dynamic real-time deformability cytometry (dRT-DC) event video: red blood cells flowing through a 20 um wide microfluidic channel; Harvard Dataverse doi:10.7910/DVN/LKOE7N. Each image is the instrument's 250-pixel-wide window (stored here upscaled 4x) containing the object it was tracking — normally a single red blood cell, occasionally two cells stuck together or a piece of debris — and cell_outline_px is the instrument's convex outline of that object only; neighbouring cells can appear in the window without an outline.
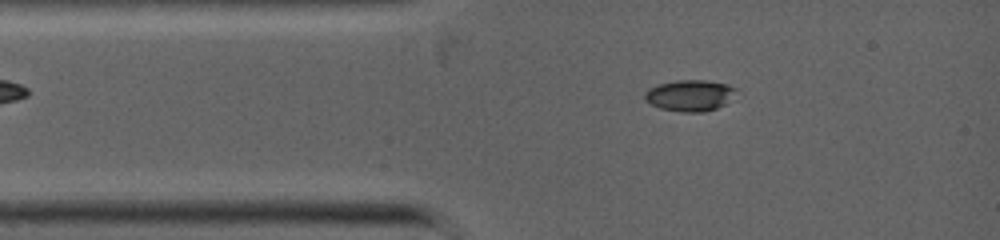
{"species": "common noctule bat (a hibernating species)", "species_latin": "Nyctalus noctula", "temperature_condition": "warm", "stored_images_in_passage": 3, "camera_frame_rate_fps": 5000, "um_per_image_px": 0.085, "animal": {"sex": "female", "body_mass_g": 19.0, "forearm_length_mm": 53.3}, "frame": {"image": 1, "passage_image": 3, "time_ms": 0.4, "image_size_px": [1000, 240], "cell_outline_px": [[736, 88], [724, 104], [716, 108], [704, 112], [680, 112], [660, 108], [644, 100], [644, 92], [648, 88], [660, 84], [676, 80], [704, 80], [728, 84]], "centroid_in_image_um": [58.57, 8.11], "position_along_channel_um": 26.4, "area_um2": 16.42}}